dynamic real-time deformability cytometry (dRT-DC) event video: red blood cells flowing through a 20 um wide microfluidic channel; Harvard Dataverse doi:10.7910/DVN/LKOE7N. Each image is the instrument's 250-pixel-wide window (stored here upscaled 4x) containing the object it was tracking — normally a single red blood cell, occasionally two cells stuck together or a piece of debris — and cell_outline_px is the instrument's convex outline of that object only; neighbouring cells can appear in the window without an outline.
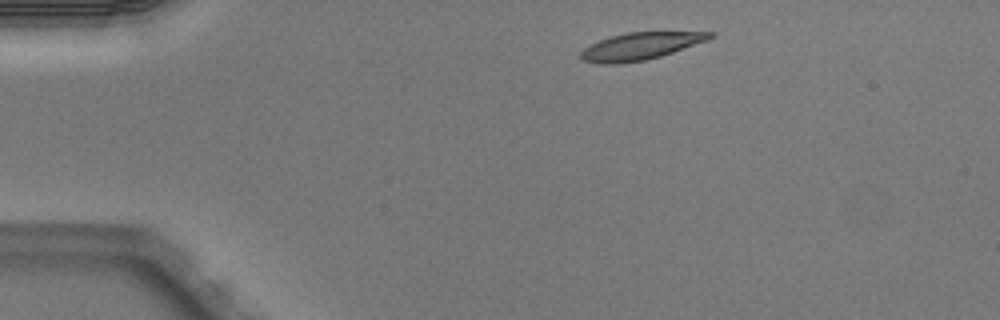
{"species": "Egyptian fruit bat (a non-hibernating species)", "species_latin": "Rousettus aegyptiacus", "temperature_condition": "warm", "stored_images_in_passage": 2, "camera_frame_rate_fps": 3000, "um_per_image_px": 0.085, "animal": {"sex": "male"}, "frame": {"image": 1, "passage_image": 1, "time_ms": 0.0, "image_size_px": [1000, 320], "cell_outline_px": [[716, 36], [708, 40], [660, 56], [644, 60], [616, 64], [600, 64], [580, 60], [580, 52], [584, 48], [600, 40], [612, 36], [628, 32], [716, 32]], "centroid_in_image_um": [54.43, 3.93], "position_along_channel_um": 30.6, "area_um2": 20.35}}